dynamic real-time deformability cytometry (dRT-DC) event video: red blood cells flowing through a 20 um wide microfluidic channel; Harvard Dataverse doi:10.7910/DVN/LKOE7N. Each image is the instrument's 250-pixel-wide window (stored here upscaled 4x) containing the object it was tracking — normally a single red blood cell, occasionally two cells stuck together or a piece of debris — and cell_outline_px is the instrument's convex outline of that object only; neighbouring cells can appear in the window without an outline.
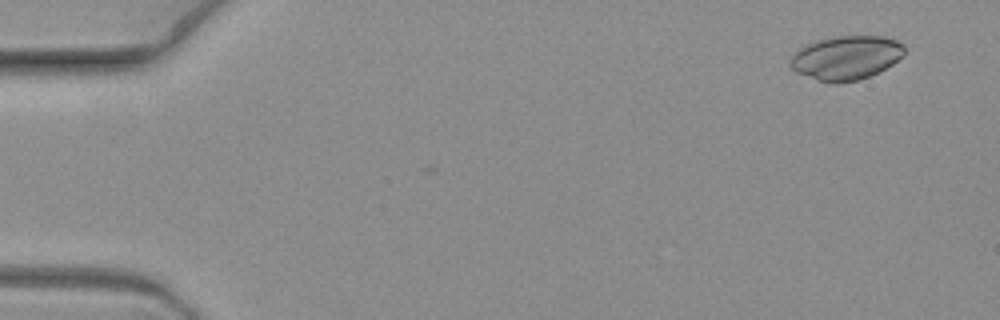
{"species": "common noctule bat (a hibernating species)", "species_latin": "Nyctalus noctula", "temperature_condition": "warm", "stored_images_in_passage": 2, "camera_frame_rate_fps": 3000, "um_per_image_px": 0.085, "animal": {"sex": "female", "body_mass_g": 19.3, "forearm_length_mm": 54.1}, "frame": {"image": 1, "passage_image": 2, "time_ms": 0.333, "image_size_px": [1000, 320], "cell_outline_px": [[904, 52], [892, 64], [868, 76], [856, 80], [836, 84], [832, 84], [816, 80], [796, 72], [788, 64], [792, 56], [804, 44], [816, 40], [836, 36], [884, 36], [896, 40], [904, 44]], "centroid_in_image_um": [71.87, 4.9], "position_along_channel_um": 13.1, "area_um2": 29.19}}